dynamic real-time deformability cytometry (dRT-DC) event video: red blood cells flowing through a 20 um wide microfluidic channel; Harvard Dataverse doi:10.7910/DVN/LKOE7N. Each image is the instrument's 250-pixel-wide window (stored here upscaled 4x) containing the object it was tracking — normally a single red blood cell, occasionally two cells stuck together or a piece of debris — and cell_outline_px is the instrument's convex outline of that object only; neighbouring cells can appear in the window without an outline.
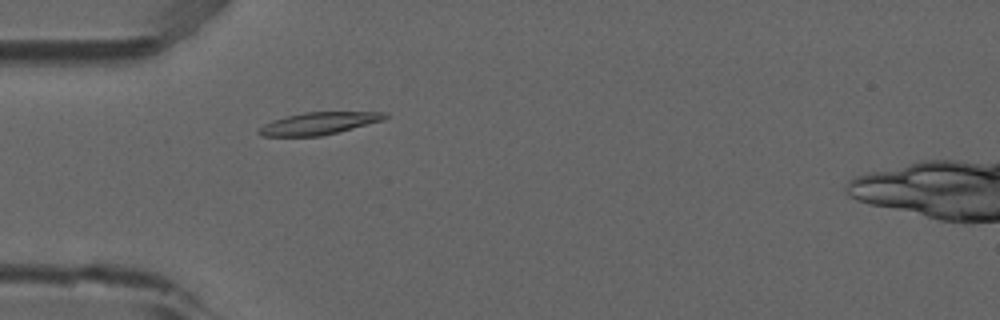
{"species": "common noctule bat (a hibernating species)", "species_latin": "Nyctalus noctula", "temperature_condition": "room temperature", "stored_images_in_passage": 4, "camera_frame_rate_fps": 3000, "um_per_image_px": 0.085, "animal": {"sex": "male", "forearm_length_mm": 52.5}, "frame": {"image": 1, "passage_image": 4, "time_ms": 1.0, "image_size_px": [1000, 320], "cell_outline_px": [[388, 116], [384, 120], [320, 136], [264, 136], [256, 132], [264, 124], [272, 120], [304, 112], [388, 112]], "centroid_in_image_um": [27.1, 10.48], "position_along_channel_um": 57.9, "area_um2": 16.13}}